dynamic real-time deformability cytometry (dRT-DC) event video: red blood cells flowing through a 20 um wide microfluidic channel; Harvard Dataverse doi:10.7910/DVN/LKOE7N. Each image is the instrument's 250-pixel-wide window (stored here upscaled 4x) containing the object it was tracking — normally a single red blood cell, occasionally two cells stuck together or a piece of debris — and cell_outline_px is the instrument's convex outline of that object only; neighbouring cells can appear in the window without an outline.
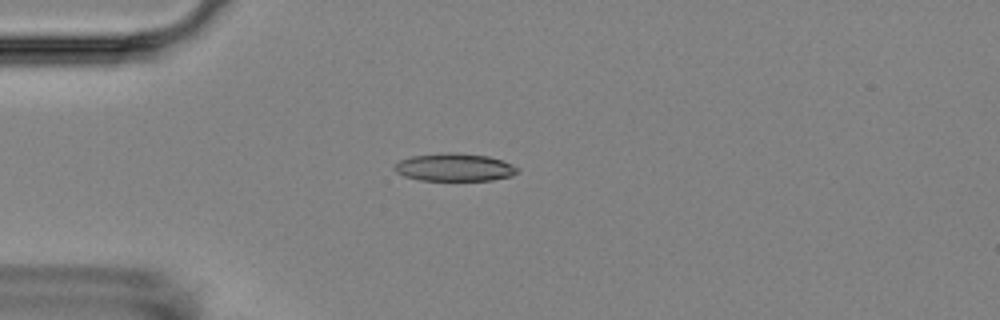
{"species": "Egyptian fruit bat (a non-hibernating species)", "species_latin": "Rousettus aegyptiacus", "temperature_condition": "room temperature", "stored_images_in_passage": 17, "camera_frame_rate_fps": 3000, "um_per_image_px": 0.085, "animal": {"sex": "female"}, "frame": {"image": 1, "passage_image": 5, "time_ms": 4.667, "image_size_px": [1000, 320], "cell_outline_px": [[520, 172], [512, 176], [492, 180], [420, 180], [404, 176], [396, 172], [392, 168], [400, 160], [412, 156], [444, 152], [456, 152], [488, 156], [512, 164], [520, 168]], "centroid_in_image_um": [38.65, 14.22], "position_along_channel_um": 46.3, "area_um2": 20.06}}
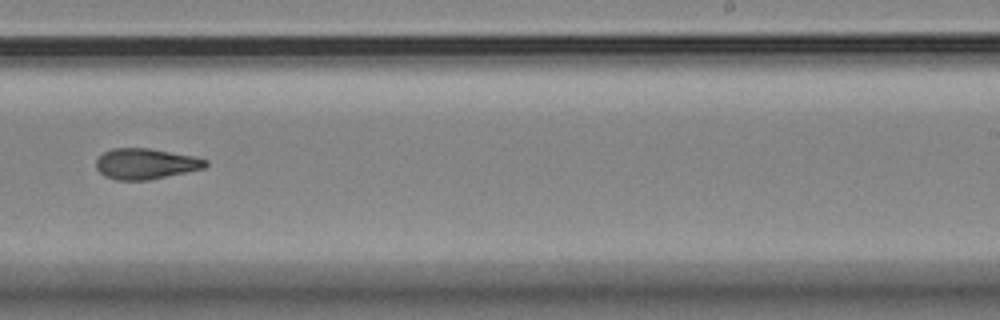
{"frame": {"image": 2, "passage_image": 11, "time_ms": 11.667, "image_size_px": [1000, 320], "cell_outline_px": [[208, 164], [204, 168], [148, 180], [116, 180], [104, 176], [96, 168], [96, 160], [104, 152], [112, 148], [148, 148], [196, 156], [208, 160]], "centroid_in_image_um": [12.38, 13.92], "position_along_channel_um": 276.6, "area_um2": 19.59}}
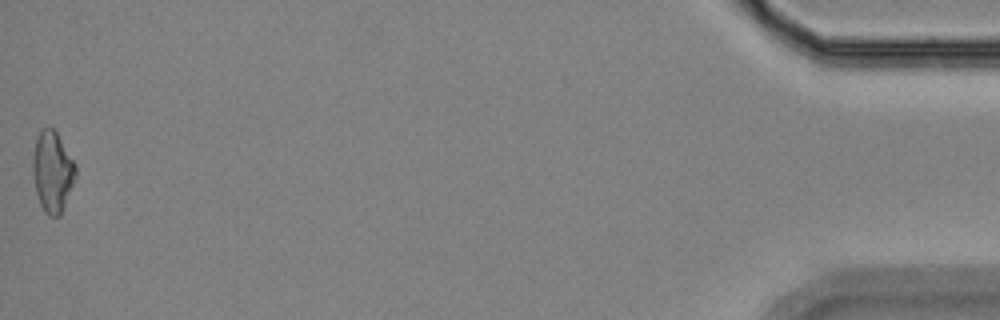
{"frame": {"image": 3, "passage_image": 17, "time_ms": 18.667, "image_size_px": [1000, 320], "cell_outline_px": [[76, 180], [60, 216], [48, 216], [44, 212], [40, 204], [36, 192], [32, 176], [32, 160], [36, 136], [40, 128], [52, 128], [56, 132], [76, 164]], "centroid_in_image_um": [4.45, 14.61], "position_along_channel_um": 430.7, "area_um2": 20.52}, "authors_computed_cell_mechanics": {"area_um2": 19.7676, "velocity_mm_per_s": 3.5237, "shape_relaxation_time_tau1_ms": null, "shape_relaxation_time_tau2_ms": 4.1885, "deformation_change_tau1": null, "deformation_change_tau2": 0.1128}}